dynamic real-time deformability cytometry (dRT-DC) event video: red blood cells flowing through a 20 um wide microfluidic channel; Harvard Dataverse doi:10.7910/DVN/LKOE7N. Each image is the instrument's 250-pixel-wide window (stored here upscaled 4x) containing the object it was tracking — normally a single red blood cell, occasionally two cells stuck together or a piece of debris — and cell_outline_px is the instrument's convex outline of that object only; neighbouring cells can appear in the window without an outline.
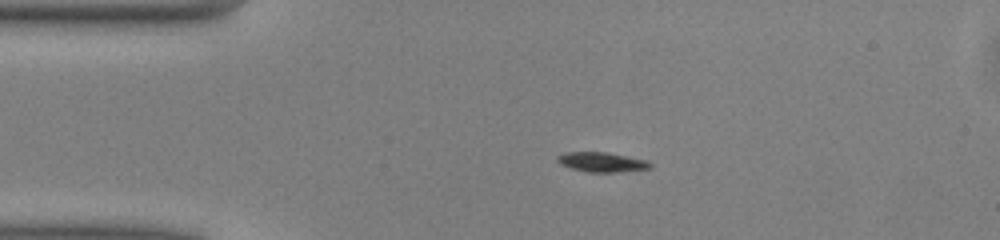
{"species": "common noctule bat (a hibernating species)", "species_latin": "Nyctalus noctula", "temperature_condition": "warm", "stored_images_in_passage": 50, "camera_frame_rate_fps": 3000, "um_per_image_px": 0.085, "animal": {"sex": "male", "body_mass_g": 13.0, "forearm_length_mm": 53.1}, "frame": {"image": 1, "passage_image": 10, "time_ms": 3.0, "image_size_px": [1000, 240], "cell_outline_px": [[652, 168], [616, 172], [588, 172], [572, 168], [560, 164], [556, 160], [556, 156], [564, 152], [608, 152], [644, 160], [652, 164]], "centroid_in_image_um": [51.11, 13.77], "position_along_channel_um": 33.9, "area_um2": 10.58}}
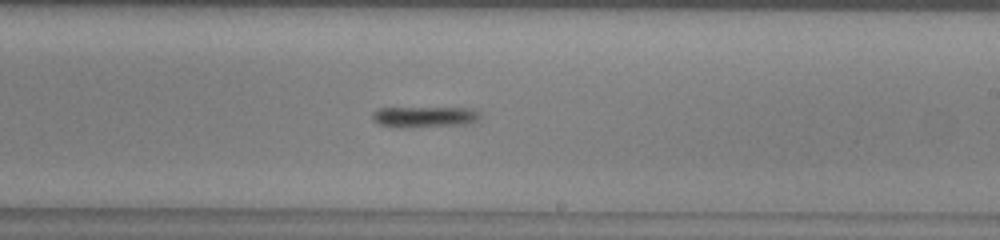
{"frame": {"image": 2, "passage_image": 29, "time_ms": 9.333, "image_size_px": [1000, 240], "cell_outline_px": [[480, 116], [476, 120], [464, 124], [404, 128], [400, 128], [380, 124], [372, 120], [372, 112], [380, 108], [464, 108], [480, 112]], "centroid_in_image_um": [36.01, 9.94], "position_along_channel_um": 253.0, "area_um2": 12.95}}
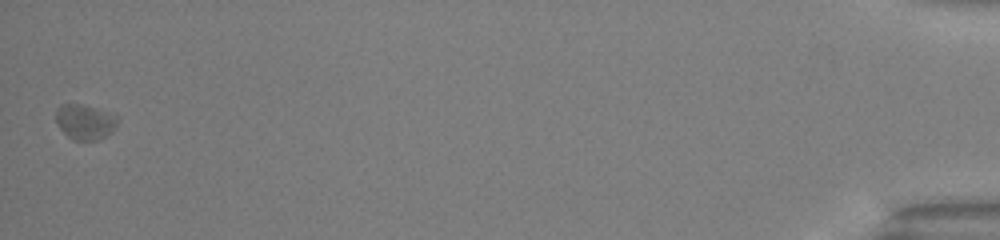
{"frame": {"image": 3, "passage_image": 50, "time_ms": 16.333, "image_size_px": [1000, 240], "cell_outline_px": [[116, 124], [112, 132], [96, 140], [72, 140], [60, 128], [56, 120], [56, 108], [60, 104], [84, 104], [116, 116]], "centroid_in_image_um": [7.17, 10.35], "position_along_channel_um": 428.0, "area_um2": 12.37}}